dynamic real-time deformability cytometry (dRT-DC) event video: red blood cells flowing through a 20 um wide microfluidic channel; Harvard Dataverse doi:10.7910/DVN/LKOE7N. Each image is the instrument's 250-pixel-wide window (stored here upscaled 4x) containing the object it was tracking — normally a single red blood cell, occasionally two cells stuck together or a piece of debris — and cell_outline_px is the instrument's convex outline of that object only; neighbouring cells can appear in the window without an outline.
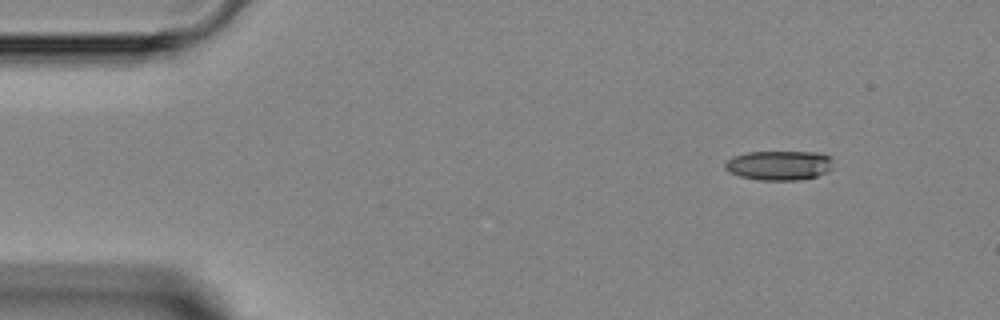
{"species": "Egyptian fruit bat (a non-hibernating species)", "species_latin": "Rousettus aegyptiacus", "temperature_condition": "room temperature", "stored_images_in_passage": 3, "camera_frame_rate_fps": 3000, "um_per_image_px": 0.085, "animal": {"sex": "female"}, "frame": {"image": 1, "passage_image": 1, "time_ms": 0.0, "image_size_px": [1000, 320], "cell_outline_px": [[832, 168], [828, 172], [816, 176], [796, 180], [760, 180], [740, 176], [724, 168], [724, 164], [732, 156], [748, 152], [816, 152], [828, 156], [832, 160]], "centroid_in_image_um": [66.23, 14.05], "position_along_channel_um": 18.8, "area_um2": 18.5}}